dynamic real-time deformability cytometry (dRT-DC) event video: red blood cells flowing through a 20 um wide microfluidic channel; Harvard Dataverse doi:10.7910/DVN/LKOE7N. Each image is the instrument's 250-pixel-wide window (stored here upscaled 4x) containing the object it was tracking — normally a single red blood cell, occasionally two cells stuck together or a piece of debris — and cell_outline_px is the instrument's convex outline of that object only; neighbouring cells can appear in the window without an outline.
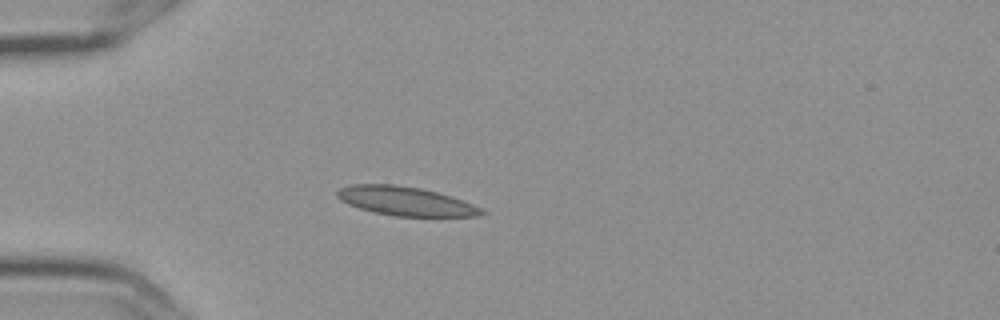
{"species": "Egyptian fruit bat (a non-hibernating species)", "species_latin": "Rousettus aegyptiacus", "temperature_condition": "cold", "stored_images_in_passage": 9, "camera_frame_rate_fps": 3000, "um_per_image_px": 0.085, "frame": {"image": 1, "passage_image": 3, "time_ms": 0.667, "image_size_px": [1000, 320], "cell_outline_px": [[488, 212], [476, 216], [396, 216], [372, 212], [348, 204], [340, 200], [336, 196], [336, 192], [340, 188], [352, 184], [392, 184], [420, 188], [452, 196], [472, 204]], "centroid_in_image_um": [34.44, 17.09], "position_along_channel_um": 50.6, "area_um2": 24.22}}
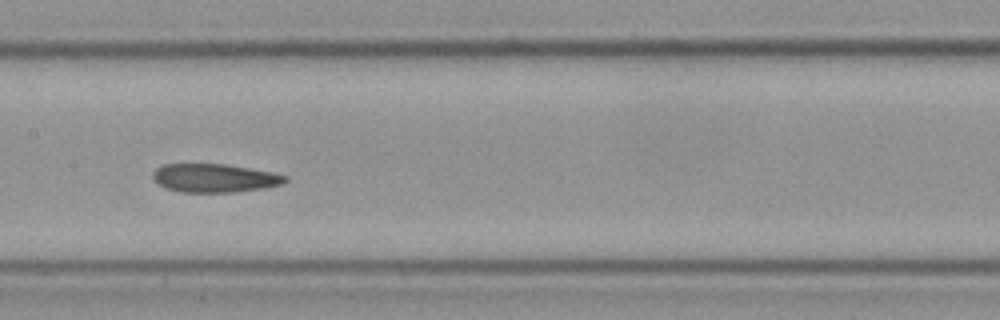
{"frame": {"image": 2, "passage_image": 7, "time_ms": 2.0, "image_size_px": [1000, 320], "cell_outline_px": [[288, 180], [280, 184], [264, 188], [236, 192], [180, 192], [164, 188], [156, 184], [152, 180], [152, 172], [156, 168], [164, 164], [224, 164], [272, 172], [288, 176]], "centroid_in_image_um": [18.17, 15.14], "position_along_channel_um": 189.2, "area_um2": 22.14}}
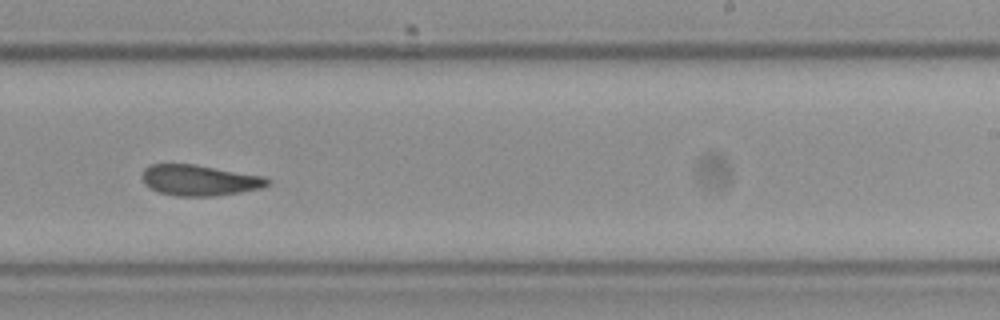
{"frame": {"image": 3, "passage_image": 9, "time_ms": 2.667, "image_size_px": [1000, 320], "cell_outline_px": [[268, 184], [260, 188], [240, 192], [216, 196], [176, 196], [160, 192], [144, 184], [140, 176], [144, 168], [152, 164], [192, 164], [264, 176], [268, 180]], "centroid_in_image_um": [16.9, 15.32], "position_along_channel_um": 272.1, "area_um2": 22.31}}